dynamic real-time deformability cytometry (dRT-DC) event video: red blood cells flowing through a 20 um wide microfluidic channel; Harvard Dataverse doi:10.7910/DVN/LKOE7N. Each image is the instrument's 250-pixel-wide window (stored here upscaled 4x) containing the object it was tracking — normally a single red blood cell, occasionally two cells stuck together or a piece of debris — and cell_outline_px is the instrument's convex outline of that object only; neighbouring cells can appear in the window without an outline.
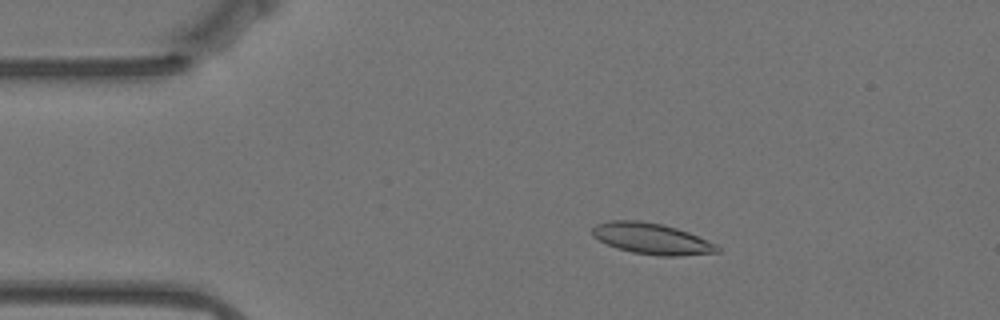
{"species": "Egyptian fruit bat (a non-hibernating species)", "species_latin": "Rousettus aegyptiacus", "temperature_condition": "warm", "stored_images_in_passage": 57, "camera_frame_rate_fps": 3000, "um_per_image_px": 0.085, "animal": {"sex": "female"}, "frame": {"image": 1, "passage_image": 10, "time_ms": 3.0, "image_size_px": [1000, 320], "cell_outline_px": [[720, 252], [680, 256], [660, 256], [632, 252], [616, 248], [592, 236], [592, 228], [596, 224], [608, 220], [640, 220], [660, 224], [676, 228], [688, 232], [716, 244], [720, 248]], "centroid_in_image_um": [55.38, 20.29], "position_along_channel_um": 29.6, "area_um2": 22.6}}
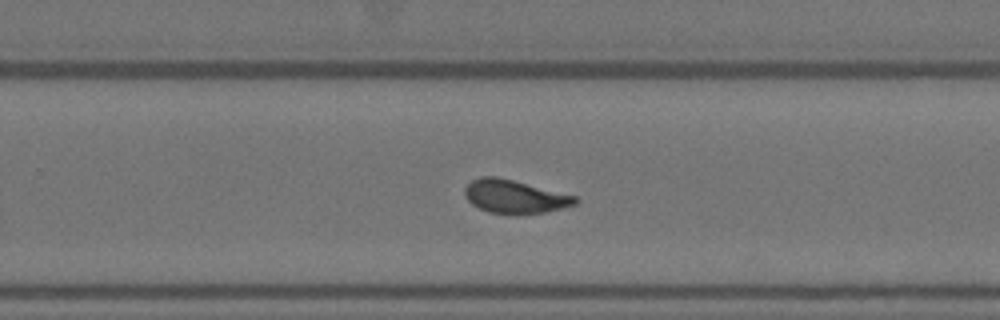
{"frame": {"image": 2, "passage_image": 36, "time_ms": 11.667, "image_size_px": [1000, 320], "cell_outline_px": [[580, 200], [576, 204], [544, 212], [520, 216], [516, 216], [488, 212], [472, 204], [468, 200], [464, 192], [464, 188], [472, 180], [480, 176], [496, 176], [576, 196]], "centroid_in_image_um": [43.73, 16.73], "position_along_channel_um": 286.1, "area_um2": 21.62}}
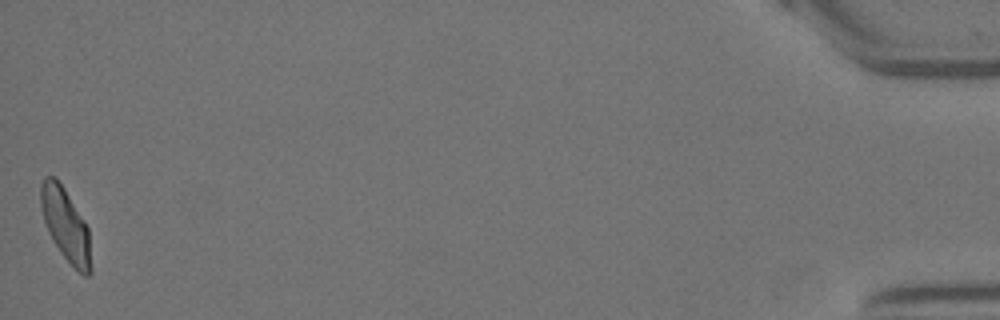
{"frame": {"image": 3, "passage_image": 57, "time_ms": 18.667, "image_size_px": [1000, 320], "cell_outline_px": [[92, 272], [88, 276], [84, 276], [76, 272], [60, 252], [52, 240], [48, 232], [44, 220], [40, 204], [40, 184], [44, 176], [56, 176], [64, 188], [84, 220], [88, 228], [92, 268]], "centroid_in_image_um": [5.58, 19.15], "position_along_channel_um": 429.6, "area_um2": 21.62}, "authors_computed_cell_mechanics": {"area_um2": 21.7328, "velocity_mm_per_s": 3.4874, "shape_relaxation_time_tau1_ms": 8.0618, "shape_relaxation_time_tau2_ms": 1.4893, "deformation_change_tau1": 0.1998, "deformation_change_tau2": 0.074}}